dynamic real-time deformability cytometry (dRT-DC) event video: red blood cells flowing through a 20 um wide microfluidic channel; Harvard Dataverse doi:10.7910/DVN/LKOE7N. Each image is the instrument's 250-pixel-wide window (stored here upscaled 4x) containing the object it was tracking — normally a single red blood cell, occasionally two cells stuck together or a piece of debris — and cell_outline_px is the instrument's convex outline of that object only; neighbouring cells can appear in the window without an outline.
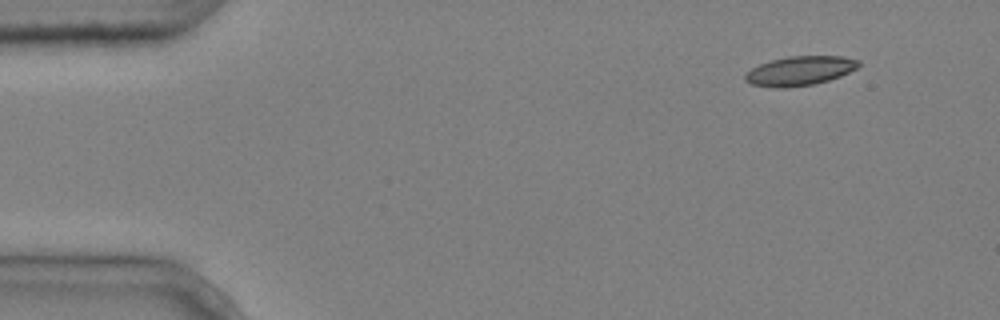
{"species": "common noctule bat (a hibernating species)", "species_latin": "Nyctalus noctula", "temperature_condition": "cold", "stored_images_in_passage": 4, "segment_of_instrument_passage": [2, 2], "camera_frame_rate_fps": 3000, "um_per_image_px": 0.085, "animal": {"sex": "male", "body_mass_g": 20.4}, "frame": {"image": 1, "passage_image": 4, "time_ms": 1.0, "image_size_px": [1000, 320], "cell_outline_px": [[860, 64], [856, 68], [840, 76], [828, 80], [812, 84], [788, 88], [776, 88], [752, 84], [744, 80], [744, 76], [752, 68], [760, 64], [772, 60], [788, 56], [840, 56], [860, 60]], "centroid_in_image_um": [67.98, 6.02], "position_along_channel_um": 17.0, "area_um2": 19.19}}